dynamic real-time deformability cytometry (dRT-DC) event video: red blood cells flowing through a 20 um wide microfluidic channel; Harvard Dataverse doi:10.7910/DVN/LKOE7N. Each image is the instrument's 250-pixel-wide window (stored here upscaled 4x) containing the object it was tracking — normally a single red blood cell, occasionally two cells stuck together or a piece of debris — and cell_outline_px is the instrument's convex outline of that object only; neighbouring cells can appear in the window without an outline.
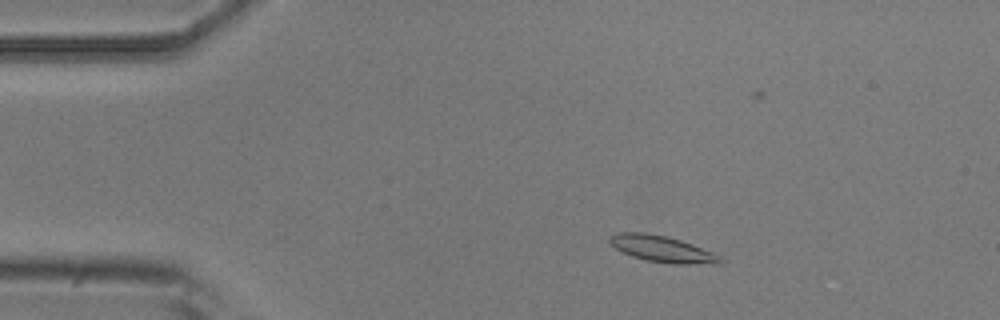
{"species": "common noctule bat (a hibernating species)", "species_latin": "Nyctalus noctula", "temperature_condition": "room temperature", "stored_images_in_passage": 51, "camera_frame_rate_fps": 3000, "um_per_image_px": 0.085, "animal": {"sex": "male", "body_mass_g": 20.5, "forearm_length_mm": 52.5}, "frame": {"image": 1, "passage_image": 5, "time_ms": 1.333, "image_size_px": [1000, 320], "cell_outline_px": [[724, 260], [720, 264], [672, 264], [648, 260], [632, 256], [616, 248], [608, 240], [608, 236], [616, 232], [644, 232], [668, 236], [692, 244], [712, 252], [720, 256]], "centroid_in_image_um": [56.29, 21.15], "position_along_channel_um": 28.7, "area_um2": 16.99}}
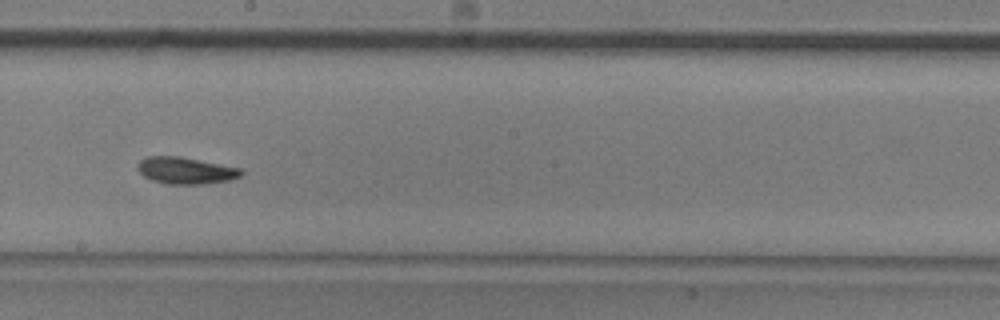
{"frame": {"image": 2, "passage_image": 26, "time_ms": 8.333, "image_size_px": [1000, 320], "cell_outline_px": [[244, 172], [240, 176], [228, 180], [204, 184], [164, 184], [152, 180], [144, 176], [136, 168], [140, 160], [144, 156], [180, 156], [240, 168]], "centroid_in_image_um": [15.74, 14.49], "position_along_channel_um": 232.5, "area_um2": 16.18}}
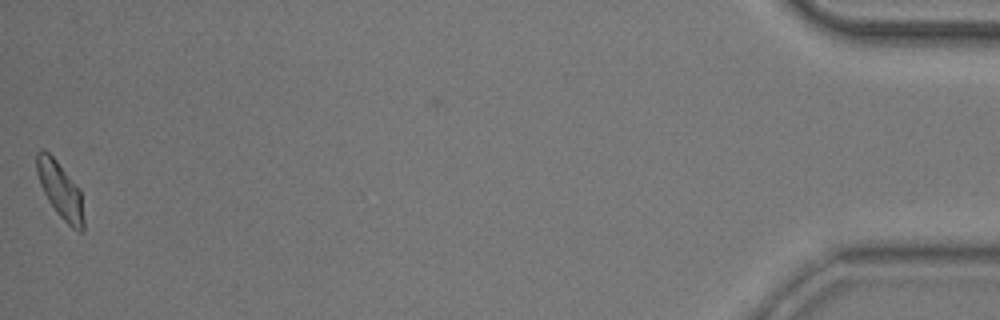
{"frame": {"image": 3, "passage_image": 50, "time_ms": 16.333, "image_size_px": [1000, 320], "cell_outline_px": [[84, 232], [80, 232], [72, 228], [56, 212], [48, 200], [40, 184], [36, 172], [36, 152], [40, 148], [44, 148], [56, 160], [80, 188], [84, 220]], "centroid_in_image_um": [5.12, 16.14], "position_along_channel_um": 430.1, "area_um2": 15.55}, "authors_computed_cell_mechanics": {"area_um2": 15.6638, "velocity_mm_per_s": 3.6935, "shape_relaxation_time_tau1_ms": 3.2104, "shape_relaxation_time_tau2_ms": 3.4335, "deformation_change_tau1": 0.1453, "deformation_change_tau2": 0.0981}}